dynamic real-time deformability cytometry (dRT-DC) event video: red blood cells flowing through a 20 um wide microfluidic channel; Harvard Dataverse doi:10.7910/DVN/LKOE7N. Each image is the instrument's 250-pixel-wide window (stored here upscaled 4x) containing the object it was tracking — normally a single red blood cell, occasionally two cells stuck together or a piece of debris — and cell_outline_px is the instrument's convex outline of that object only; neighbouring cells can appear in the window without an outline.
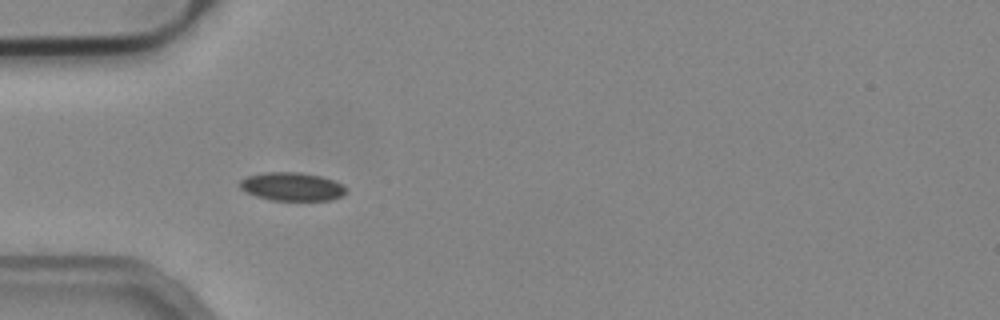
{"species": "common noctule bat (a hibernating species)", "species_latin": "Nyctalus noctula", "temperature_condition": "cold", "stored_images_in_passage": 44, "camera_frame_rate_fps": 3000, "um_per_image_px": 0.085, "animal": {"sex": "male", "body_mass_g": 19.2, "forearm_length_mm": 51.8}, "frame": {"image": 1, "passage_image": 7, "time_ms": 2.0, "image_size_px": [1000, 320], "cell_outline_px": [[348, 192], [340, 196], [328, 200], [272, 200], [256, 196], [240, 188], [240, 180], [248, 176], [264, 172], [300, 172], [320, 176], [344, 184], [348, 188]], "centroid_in_image_um": [24.85, 15.85], "position_along_channel_um": 60.1, "area_um2": 17.51}}
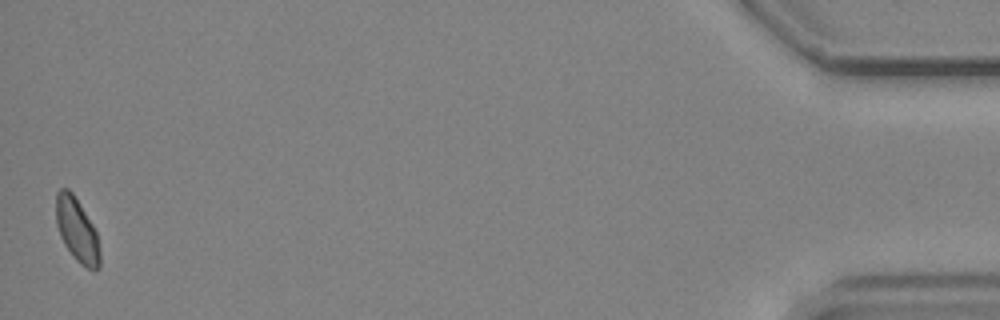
{"frame": {"image": 2, "passage_image": 44, "time_ms": 14.333, "image_size_px": [1000, 320], "cell_outline_px": [[100, 268], [88, 268], [80, 264], [76, 260], [64, 244], [60, 236], [56, 224], [56, 192], [60, 188], [68, 188], [72, 192], [92, 224], [96, 232], [100, 252]], "centroid_in_image_um": [6.52, 19.54], "position_along_channel_um": 428.7, "area_um2": 16.13}, "authors_computed_cell_mechanics": {"area_um2": 17.2822, "velocity_mm_per_s": 3.7887, "shape_relaxation_time_tau1_ms": 5.8449, "shape_relaxation_time_tau2_ms": null, "deformation_change_tau1": 0.063, "deformation_change_tau2": null}}